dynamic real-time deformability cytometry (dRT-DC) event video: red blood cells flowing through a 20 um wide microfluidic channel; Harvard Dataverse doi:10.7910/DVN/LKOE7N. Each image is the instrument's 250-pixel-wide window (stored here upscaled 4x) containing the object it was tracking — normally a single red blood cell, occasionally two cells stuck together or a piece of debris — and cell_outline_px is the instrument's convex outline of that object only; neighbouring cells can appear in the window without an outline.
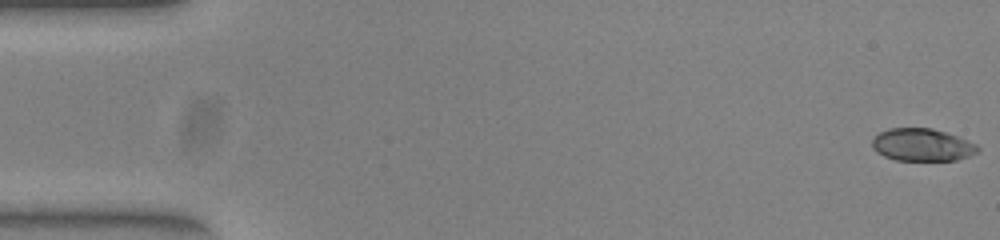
{"species": "common noctule bat (a hibernating species)", "species_latin": "Nyctalus noctula", "temperature_condition": "warm", "stored_images_in_passage": 52, "camera_frame_rate_fps": 3000, "um_per_image_px": 0.085, "animal": {"sex": "female", "body_mass_g": 23.0, "forearm_length_mm": 53.4}, "frame": {"image": 1, "passage_image": 1, "time_ms": 0.0, "image_size_px": [1000, 240], "cell_outline_px": [[980, 152], [972, 156], [956, 160], [896, 160], [884, 156], [876, 152], [872, 148], [872, 140], [880, 132], [888, 128], [932, 128], [956, 136], [976, 144], [980, 148]], "centroid_in_image_um": [78.39, 12.32], "position_along_channel_um": 6.6, "area_um2": 20.06}}
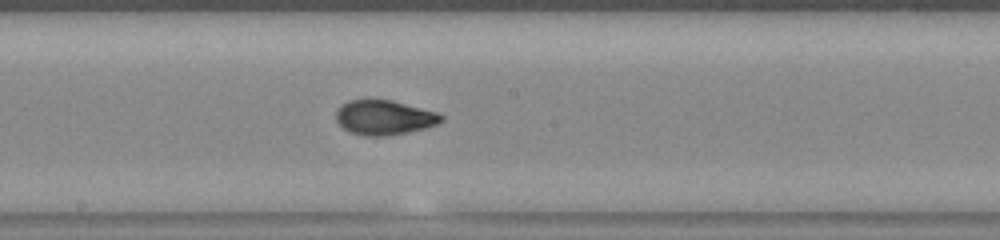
{"frame": {"image": 2, "passage_image": 28, "time_ms": 9.0, "image_size_px": [1000, 240], "cell_outline_px": [[444, 120], [436, 124], [424, 128], [388, 136], [364, 136], [348, 132], [336, 120], [336, 112], [340, 104], [348, 100], [392, 100], [436, 112], [444, 116]], "centroid_in_image_um": [32.63, 9.99], "position_along_channel_um": 215.6, "area_um2": 21.21}}
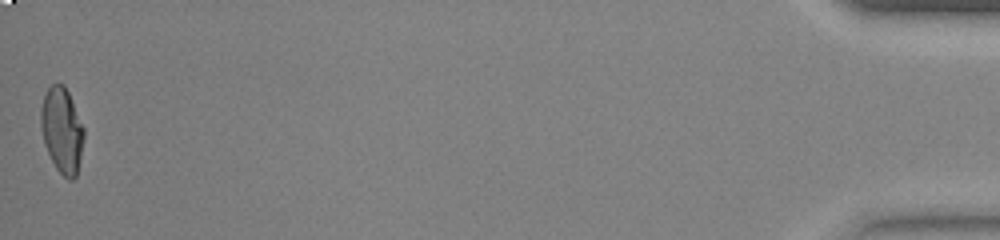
{"frame": {"image": 3, "passage_image": 52, "time_ms": 17.0, "image_size_px": [1000, 240], "cell_outline_px": [[84, 136], [76, 176], [72, 180], [68, 180], [56, 168], [44, 144], [40, 124], [40, 108], [44, 96], [48, 88], [52, 84], [64, 84], [68, 92], [84, 128]], "centroid_in_image_um": [5.25, 11.06], "position_along_channel_um": 430.0, "area_um2": 21.21}}